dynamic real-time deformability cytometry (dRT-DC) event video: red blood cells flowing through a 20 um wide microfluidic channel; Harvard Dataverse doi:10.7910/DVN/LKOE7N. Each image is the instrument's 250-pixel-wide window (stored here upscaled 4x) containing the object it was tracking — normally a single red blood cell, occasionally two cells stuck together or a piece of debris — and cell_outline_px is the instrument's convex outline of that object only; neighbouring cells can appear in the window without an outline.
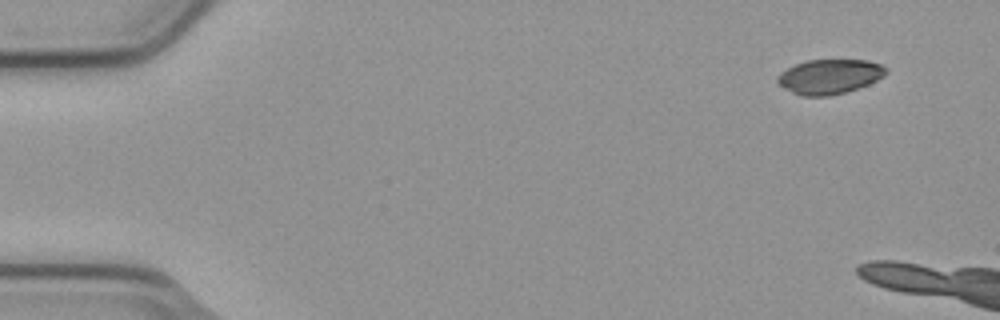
{"species": "common noctule bat (a hibernating species)", "species_latin": "Nyctalus noctula", "temperature_condition": "cold", "stored_images_in_passage": 2, "camera_frame_rate_fps": 3000, "um_per_image_px": 0.085, "animal": {"sex": "male", "body_mass_g": 23.1, "forearm_length_mm": 52.7}, "frame": {"image": 1, "passage_image": 1, "time_ms": 0.0, "image_size_px": [1000, 320], "cell_outline_px": [[888, 72], [884, 76], [868, 84], [844, 92], [828, 96], [804, 96], [792, 92], [784, 88], [776, 80], [776, 76], [780, 72], [796, 64], [808, 60], [868, 60], [880, 64], [888, 68]], "centroid_in_image_um": [70.51, 6.5], "position_along_channel_um": 14.5, "area_um2": 21.79}}